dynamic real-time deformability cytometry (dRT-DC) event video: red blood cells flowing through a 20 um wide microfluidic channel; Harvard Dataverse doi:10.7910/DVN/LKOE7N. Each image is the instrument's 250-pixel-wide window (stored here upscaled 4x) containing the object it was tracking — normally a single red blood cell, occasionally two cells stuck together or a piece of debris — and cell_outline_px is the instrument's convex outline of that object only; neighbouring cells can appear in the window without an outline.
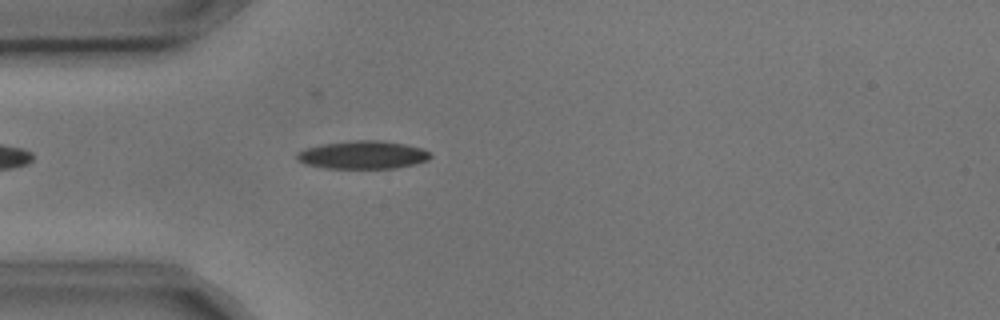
{"species": "common noctule bat (a hibernating species)", "species_latin": "Nyctalus noctula", "temperature_condition": "cold", "stored_images_in_passage": 1, "camera_frame_rate_fps": 3000, "um_per_image_px": 0.085, "animal": {"sex": "male", "body_mass_g": 17.9, "forearm_length_mm": 54.2}, "frame": {"image": 1, "passage_image": 1, "time_ms": 0.0, "image_size_px": [1000, 320], "cell_outline_px": [[432, 156], [428, 160], [416, 164], [396, 168], [324, 168], [304, 164], [296, 156], [296, 152], [304, 148], [324, 144], [356, 140], [380, 140], [404, 144], [424, 148]], "centroid_in_image_um": [30.85, 13.17], "position_along_channel_um": 54.1, "area_um2": 21.85}}